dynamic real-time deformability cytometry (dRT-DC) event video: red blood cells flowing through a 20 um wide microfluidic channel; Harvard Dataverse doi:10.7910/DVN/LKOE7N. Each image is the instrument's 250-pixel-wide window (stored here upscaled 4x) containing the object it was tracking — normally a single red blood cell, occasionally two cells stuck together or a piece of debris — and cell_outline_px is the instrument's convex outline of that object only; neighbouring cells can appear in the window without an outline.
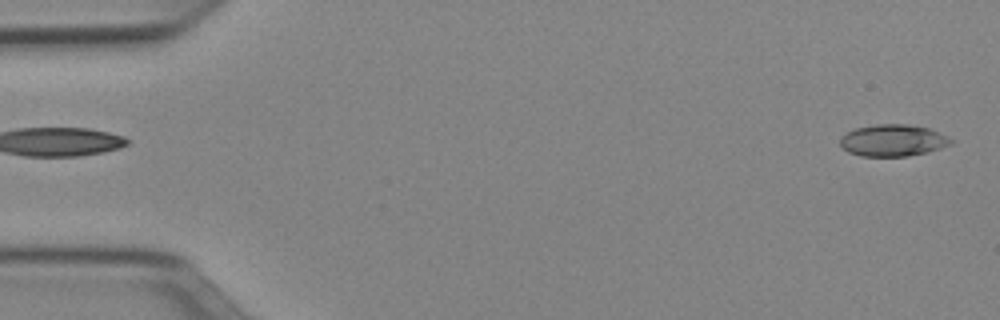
{"species": "Egyptian fruit bat (a non-hibernating species)", "species_latin": "Rousettus aegyptiacus", "temperature_condition": "cold", "stored_images_in_passage": 50, "camera_frame_rate_fps": 3000, "um_per_image_px": 0.085, "animal": {"sex": "female"}, "frame": {"image": 1, "passage_image": 1, "time_ms": 0.0, "image_size_px": [1000, 320], "cell_outline_px": [[956, 140], [952, 144], [928, 152], [908, 156], [860, 156], [848, 152], [840, 148], [840, 136], [856, 128], [876, 124], [908, 124], [928, 128], [948, 136]], "centroid_in_image_um": [75.9, 11.94], "position_along_channel_um": 9.1, "area_um2": 20.75}}
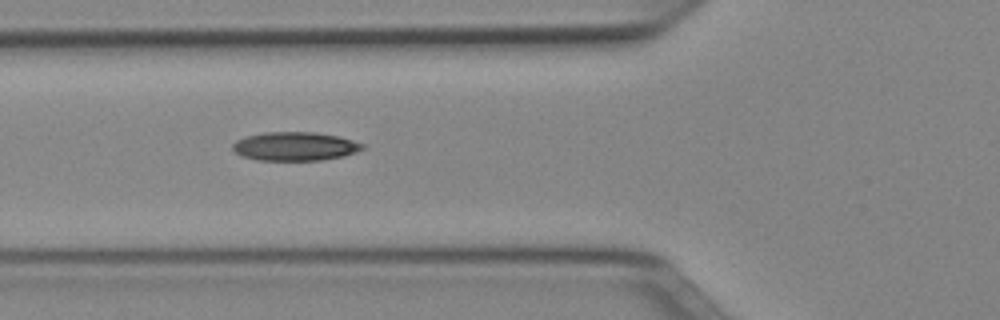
{"frame": {"image": 2, "passage_image": 18, "time_ms": 5.667, "image_size_px": [1000, 320], "cell_outline_px": [[364, 148], [356, 152], [344, 156], [320, 160], [260, 160], [244, 156], [236, 152], [232, 148], [232, 144], [236, 140], [244, 136], [264, 132], [316, 132], [340, 136], [364, 144]], "centroid_in_image_um": [25.08, 12.42], "position_along_channel_um": 100.7, "area_um2": 21.73}}
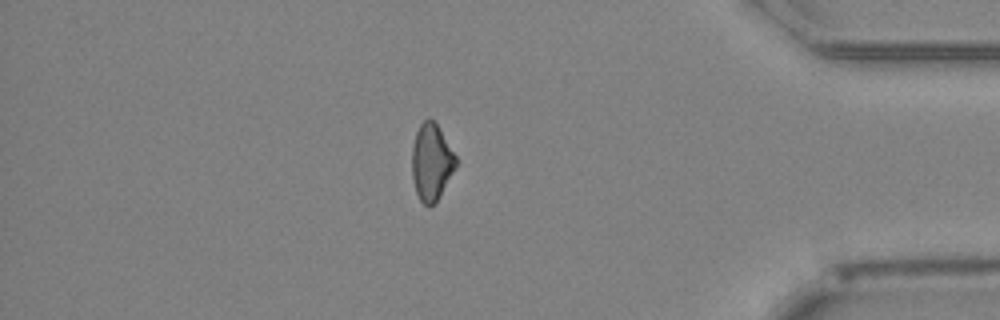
{"frame": {"image": 3, "passage_image": 43, "time_ms": 14.0, "image_size_px": [1000, 320], "cell_outline_px": [[456, 164], [452, 172], [436, 200], [428, 208], [420, 200], [416, 192], [412, 176], [412, 148], [416, 132], [420, 124], [428, 116], [436, 124], [456, 156]], "centroid_in_image_um": [36.63, 13.75], "position_along_channel_um": 398.6, "area_um2": 19.07}, "authors_computed_cell_mechanics": {"area_um2": 20.6346, "velocity_mm_per_s": 3.9759, "shape_relaxation_time_tau1_ms": 9.7462, "shape_relaxation_time_tau2_ms": null, "deformation_change_tau1": 0.1974, "deformation_change_tau2": null}}